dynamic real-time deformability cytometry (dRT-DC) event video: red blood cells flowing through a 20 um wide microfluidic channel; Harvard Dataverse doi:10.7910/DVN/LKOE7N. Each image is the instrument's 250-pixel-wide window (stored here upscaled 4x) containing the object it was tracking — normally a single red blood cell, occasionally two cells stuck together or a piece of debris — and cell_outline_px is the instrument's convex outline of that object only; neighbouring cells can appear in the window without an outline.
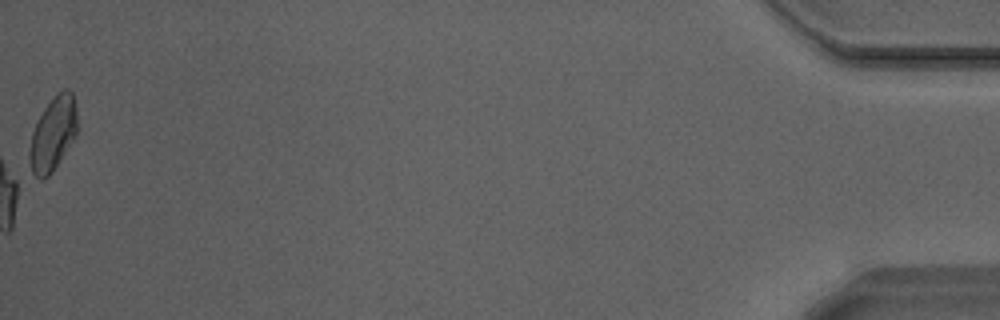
{"species": "Egyptian fruit bat (a non-hibernating species)", "species_latin": "Rousettus aegyptiacus", "temperature_condition": "warm", "stored_images_in_passage": 50, "camera_frame_rate_fps": 3000, "um_per_image_px": 0.085, "animal": {"sex": "male"}, "frame": {"image": 1, "passage_image": 50, "time_ms": 16.333, "image_size_px": [1000, 320], "cell_outline_px": [[76, 136], [52, 172], [48, 176], [40, 180], [32, 176], [28, 156], [28, 152], [32, 132], [36, 120], [44, 108], [64, 88], [68, 88], [72, 92], [76, 108]], "centroid_in_image_um": [4.47, 11.42], "position_along_channel_um": 430.7, "area_um2": 20.58}, "authors_computed_cell_mechanics": {"area_um2": 18.4093, "velocity_mm_per_s": 4.2282, "shape_relaxation_time_tau1_ms": 4.7399, "shape_relaxation_time_tau2_ms": 1.9799, "deformation_change_tau1": 0.166, "deformation_change_tau2": 0.0787}}